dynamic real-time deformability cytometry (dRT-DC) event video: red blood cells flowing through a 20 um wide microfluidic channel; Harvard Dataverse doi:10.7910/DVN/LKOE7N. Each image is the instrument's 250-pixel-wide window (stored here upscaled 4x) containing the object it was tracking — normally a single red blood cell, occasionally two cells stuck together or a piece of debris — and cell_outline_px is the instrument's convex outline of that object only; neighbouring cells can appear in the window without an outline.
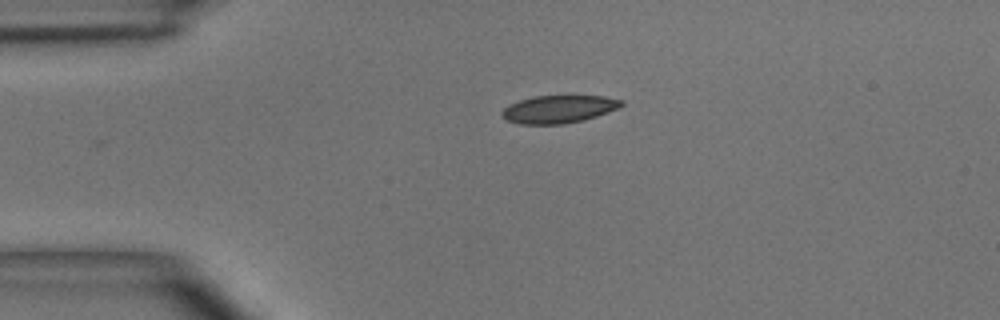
{"species": "common noctule bat (a hibernating species)", "species_latin": "Nyctalus noctula", "temperature_condition": "room temperature", "stored_images_in_passage": 2, "camera_frame_rate_fps": 3000, "um_per_image_px": 0.085, "animal": {"sex": "male", "body_mass_g": 15.6}, "frame": {"image": 1, "passage_image": 2, "time_ms": 1.0, "image_size_px": [1000, 320], "cell_outline_px": [[624, 104], [608, 112], [584, 120], [564, 124], [520, 124], [508, 120], [500, 116], [500, 112], [508, 104], [532, 96], [604, 96], [624, 100]], "centroid_in_image_um": [47.46, 9.28], "position_along_channel_um": 37.5, "area_um2": 19.36}}